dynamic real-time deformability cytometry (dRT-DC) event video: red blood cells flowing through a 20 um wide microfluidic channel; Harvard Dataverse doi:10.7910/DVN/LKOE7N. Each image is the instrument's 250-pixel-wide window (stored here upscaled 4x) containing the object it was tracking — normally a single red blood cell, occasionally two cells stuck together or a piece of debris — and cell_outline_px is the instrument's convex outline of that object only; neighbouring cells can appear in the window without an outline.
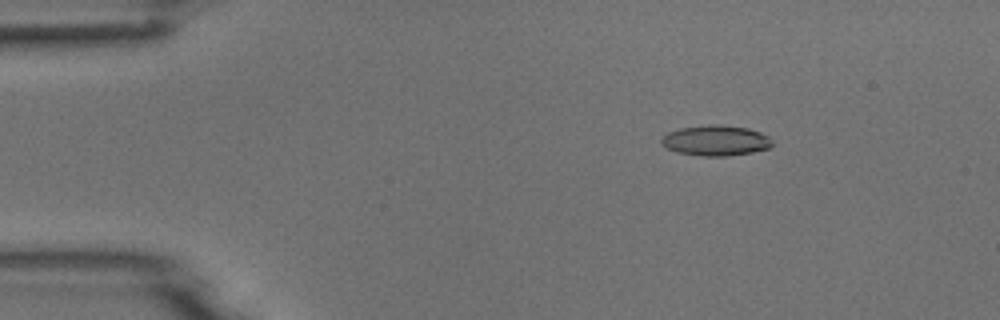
{"species": "common noctule bat (a hibernating species)", "species_latin": "Nyctalus noctula", "temperature_condition": "room temperature", "stored_images_in_passage": 5, "camera_frame_rate_fps": 3000, "um_per_image_px": 0.085, "animal": {"sex": "male", "body_mass_g": 18.8}, "frame": {"image": 1, "passage_image": 3, "time_ms": 2.333, "image_size_px": [1000, 320], "cell_outline_px": [[772, 144], [768, 148], [752, 152], [724, 156], [700, 156], [676, 152], [660, 144], [660, 140], [668, 132], [680, 128], [708, 124], [716, 124], [748, 128], [760, 132], [768, 136], [772, 140]], "centroid_in_image_um": [60.81, 11.94], "position_along_channel_um": 24.2, "area_um2": 19.65}}